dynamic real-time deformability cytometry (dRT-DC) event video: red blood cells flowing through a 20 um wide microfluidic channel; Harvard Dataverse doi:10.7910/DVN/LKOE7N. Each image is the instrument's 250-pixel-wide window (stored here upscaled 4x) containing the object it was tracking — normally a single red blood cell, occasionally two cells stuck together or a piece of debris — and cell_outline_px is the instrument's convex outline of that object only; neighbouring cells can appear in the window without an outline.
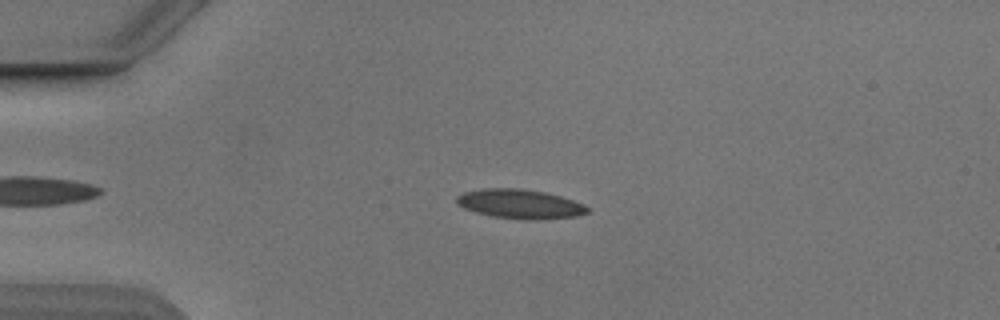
{"species": "Egyptian fruit bat (a non-hibernating species)", "species_latin": "Rousettus aegyptiacus", "temperature_condition": "cold", "stored_images_in_passage": 52, "camera_frame_rate_fps": 3000, "um_per_image_px": 0.085, "animal": {"sex": "male"}, "frame": {"image": 1, "passage_image": 12, "time_ms": 3.667, "image_size_px": [1000, 320], "cell_outline_px": [[588, 212], [576, 216], [536, 220], [524, 220], [492, 216], [476, 212], [464, 208], [456, 204], [456, 196], [464, 192], [484, 188], [520, 188], [544, 192], [560, 196], [584, 204], [588, 208]], "centroid_in_image_um": [44.17, 17.34], "position_along_channel_um": 40.8, "area_um2": 22.31}}
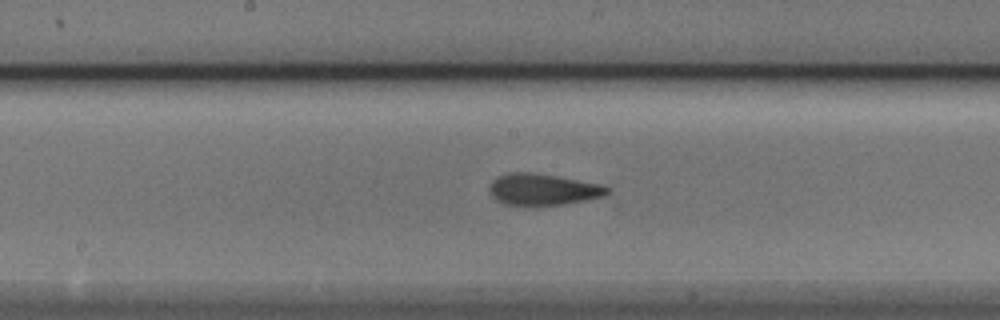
{"frame": {"image": 2, "passage_image": 27, "time_ms": 8.667, "image_size_px": [1000, 320], "cell_outline_px": [[612, 188], [604, 196], [564, 204], [536, 208], [520, 208], [504, 204], [496, 200], [492, 196], [492, 180], [496, 176], [512, 172], [532, 172], [556, 176], [600, 184]], "centroid_in_image_um": [46.12, 16.15], "position_along_channel_um": 202.1, "area_um2": 22.2}}
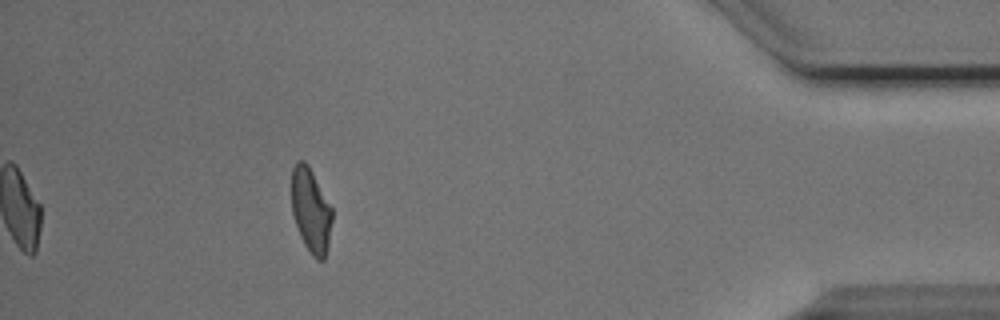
{"frame": {"image": 3, "passage_image": 47, "time_ms": 15.333, "image_size_px": [1000, 320], "cell_outline_px": [[332, 220], [328, 244], [324, 260], [316, 260], [312, 256], [304, 244], [300, 236], [292, 212], [292, 168], [296, 160], [304, 160], [308, 164], [332, 208]], "centroid_in_image_um": [26.42, 17.87], "position_along_channel_um": 408.8, "area_um2": 19.88}, "authors_computed_cell_mechanics": {"area_um2": 21.1837, "velocity_mm_per_s": 3.8673, "shape_relaxation_time_tau1_ms": 4.6211, "shape_relaxation_time_tau2_ms": 1.6917, "deformation_change_tau1": 0.154, "deformation_change_tau2": 0.0697}}